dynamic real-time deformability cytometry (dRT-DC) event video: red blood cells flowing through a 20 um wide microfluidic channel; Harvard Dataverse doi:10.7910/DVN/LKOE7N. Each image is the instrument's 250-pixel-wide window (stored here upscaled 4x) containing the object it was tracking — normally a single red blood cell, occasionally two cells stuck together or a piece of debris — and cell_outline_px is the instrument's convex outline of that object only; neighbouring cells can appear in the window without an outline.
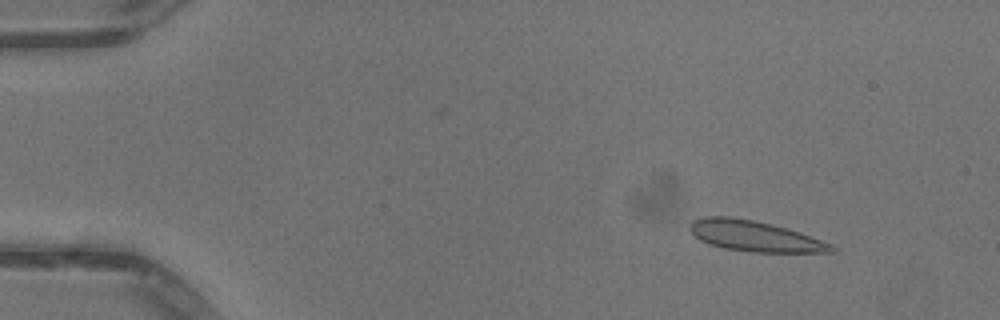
{"species": "common noctule bat (a hibernating species)", "species_latin": "Nyctalus noctula", "temperature_condition": "warm", "stored_images_in_passage": 51, "segment_of_instrument_passage": [1, 2], "camera_frame_rate_fps": 3000, "um_per_image_px": 0.085, "animal": {"sex": "male", "body_mass_g": 13.3}, "frame": {"image": 1, "passage_image": 5, "time_ms": 1.333, "image_size_px": [1000, 320], "cell_outline_px": [[836, 252], [752, 252], [724, 248], [708, 244], [700, 240], [688, 228], [688, 224], [692, 220], [704, 216], [732, 216], [772, 224], [788, 228], [800, 232], [832, 244], [836, 248]], "centroid_in_image_um": [64.13, 20.06], "position_along_channel_um": 20.9, "area_um2": 25.43}}
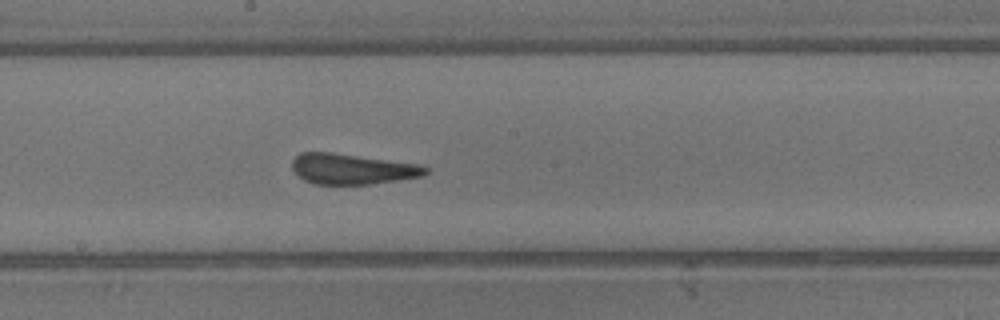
{"frame": {"image": 2, "passage_image": 27, "time_ms": 8.667, "image_size_px": [1000, 320], "cell_outline_px": [[428, 172], [424, 176], [368, 184], [316, 184], [304, 180], [292, 168], [292, 160], [300, 152], [332, 152], [424, 164], [428, 168]], "centroid_in_image_um": [29.98, 14.35], "position_along_channel_um": 218.2, "area_um2": 23.87}}
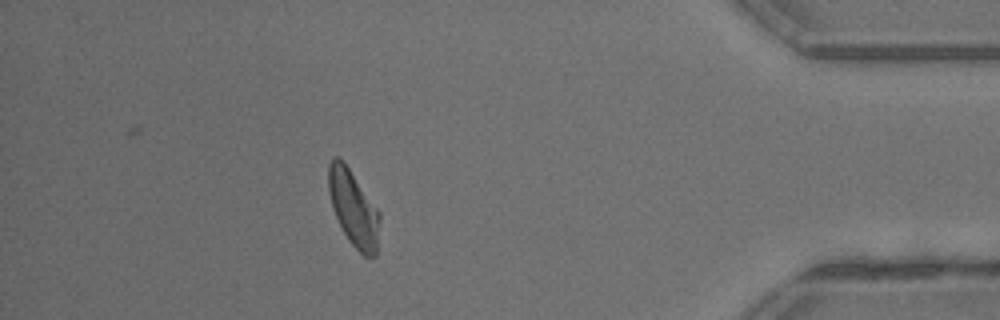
{"frame": {"image": 3, "passage_image": 44, "time_ms": 14.333, "image_size_px": [1000, 320], "cell_outline_px": [[380, 220], [376, 256], [364, 256], [348, 240], [336, 216], [328, 192], [328, 164], [332, 156], [336, 156], [348, 168], [380, 212]], "centroid_in_image_um": [30.05, 17.71], "position_along_channel_um": 405.2, "area_um2": 22.2}}